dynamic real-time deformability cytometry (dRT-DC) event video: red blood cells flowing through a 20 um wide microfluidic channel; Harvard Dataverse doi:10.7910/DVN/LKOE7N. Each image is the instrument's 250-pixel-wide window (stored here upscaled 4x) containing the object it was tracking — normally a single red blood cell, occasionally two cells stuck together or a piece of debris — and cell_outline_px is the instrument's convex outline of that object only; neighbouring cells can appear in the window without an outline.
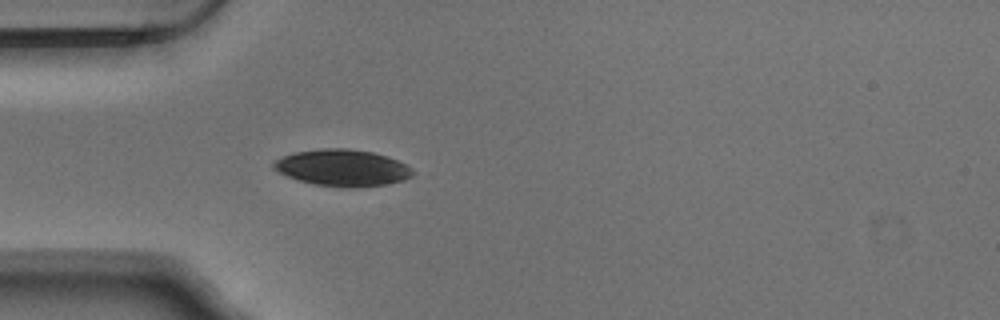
{"species": "Egyptian fruit bat (a non-hibernating species)", "species_latin": "Rousettus aegyptiacus", "temperature_condition": "warm", "stored_images_in_passage": 29, "camera_frame_rate_fps": 3000, "um_per_image_px": 0.085, "animal": {"sex": "male"}, "frame": {"image": 1, "passage_image": 5, "time_ms": 1.333, "image_size_px": [1000, 320], "cell_outline_px": [[416, 172], [412, 176], [404, 180], [384, 184], [352, 188], [340, 188], [316, 184], [300, 180], [288, 176], [272, 168], [272, 160], [296, 152], [324, 148], [344, 148], [372, 152], [388, 156], [412, 168]], "centroid_in_image_um": [29.11, 14.26], "position_along_channel_um": 55.9, "area_um2": 29.59}}
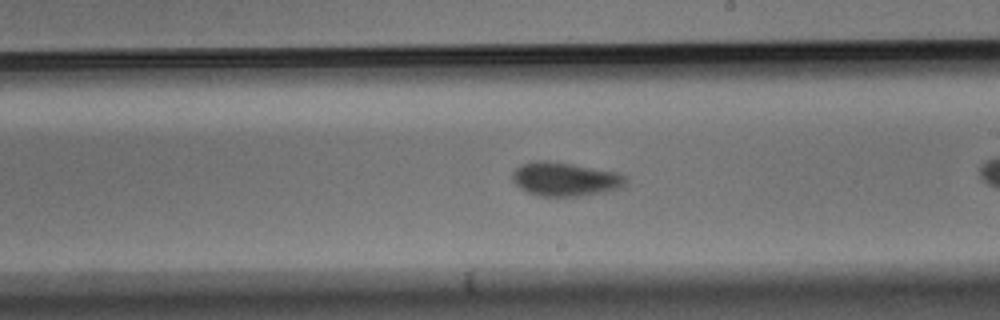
{"frame": {"image": 2, "passage_image": 17, "time_ms": 5.333, "image_size_px": [1000, 320], "cell_outline_px": [[628, 184], [624, 188], [608, 192], [580, 196], [536, 196], [520, 188], [512, 180], [512, 172], [516, 168], [532, 160], [548, 160], [572, 164], [616, 172], [624, 176]], "centroid_in_image_um": [48.06, 15.24], "position_along_channel_um": 240.9, "area_um2": 22.6}}
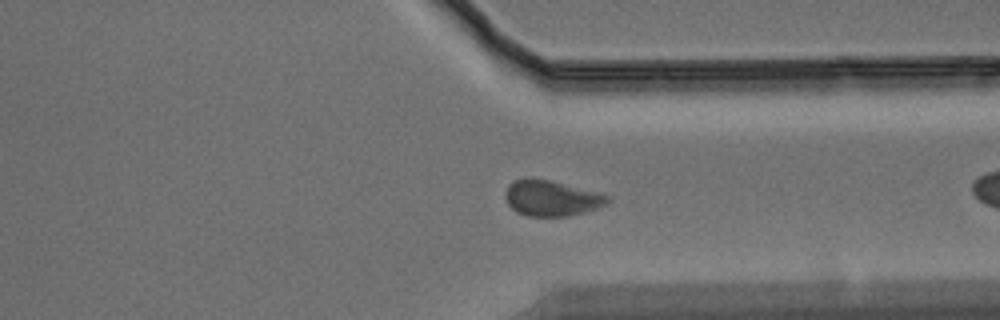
{"frame": {"image": 3, "passage_image": 27, "time_ms": 8.667, "image_size_px": [1000, 320], "cell_outline_px": [[612, 200], [608, 204], [584, 212], [568, 216], [528, 216], [516, 212], [508, 204], [504, 196], [504, 192], [508, 184], [512, 180], [528, 176], [548, 180], [612, 196]], "centroid_in_image_um": [46.84, 16.83], "position_along_channel_um": 364.6, "area_um2": 21.5}}